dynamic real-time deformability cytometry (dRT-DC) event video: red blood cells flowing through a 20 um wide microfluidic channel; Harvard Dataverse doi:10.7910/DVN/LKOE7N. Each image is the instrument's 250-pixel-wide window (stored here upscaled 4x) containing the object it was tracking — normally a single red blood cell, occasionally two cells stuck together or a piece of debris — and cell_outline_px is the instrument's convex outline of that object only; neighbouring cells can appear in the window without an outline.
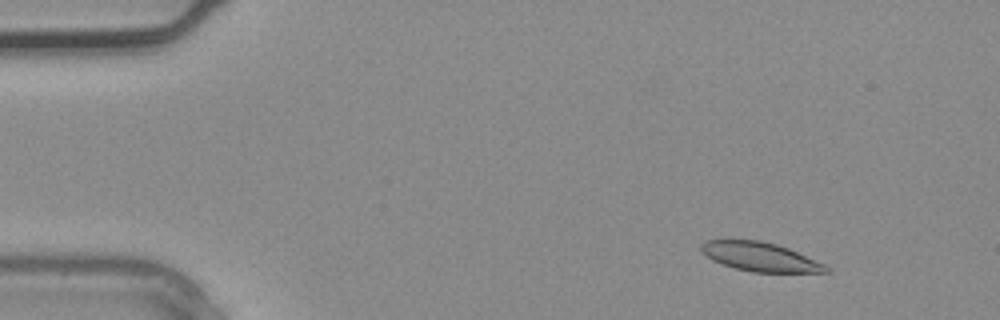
{"species": "common noctule bat (a hibernating species)", "species_latin": "Nyctalus noctula", "temperature_condition": "warm", "stored_images_in_passage": 4, "camera_frame_rate_fps": 3000, "um_per_image_px": 0.085, "animal": {"sex": "male", "body_mass_g": 20.4}, "frame": {"image": 1, "passage_image": 2, "time_ms": 0.333, "image_size_px": [1000, 320], "cell_outline_px": [[832, 272], [752, 272], [736, 268], [712, 260], [700, 248], [700, 244], [704, 240], [760, 240], [776, 244], [788, 248], [824, 264], [832, 268]], "centroid_in_image_um": [64.63, 21.82], "position_along_channel_um": 20.4, "area_um2": 20.87}}
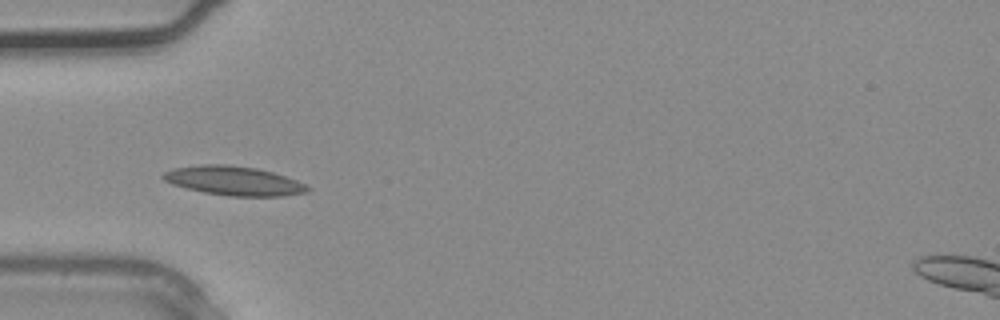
{"frame": {"image": 2, "passage_image": 4, "time_ms": 1.0, "image_size_px": [1000, 320], "cell_outline_px": [[312, 188], [308, 192], [280, 196], [228, 196], [204, 192], [172, 184], [164, 180], [160, 176], [164, 172], [172, 168], [204, 164], [228, 164], [256, 168], [272, 172], [296, 180]], "centroid_in_image_um": [19.86, 15.36], "position_along_channel_um": 65.1, "area_um2": 24.45}}